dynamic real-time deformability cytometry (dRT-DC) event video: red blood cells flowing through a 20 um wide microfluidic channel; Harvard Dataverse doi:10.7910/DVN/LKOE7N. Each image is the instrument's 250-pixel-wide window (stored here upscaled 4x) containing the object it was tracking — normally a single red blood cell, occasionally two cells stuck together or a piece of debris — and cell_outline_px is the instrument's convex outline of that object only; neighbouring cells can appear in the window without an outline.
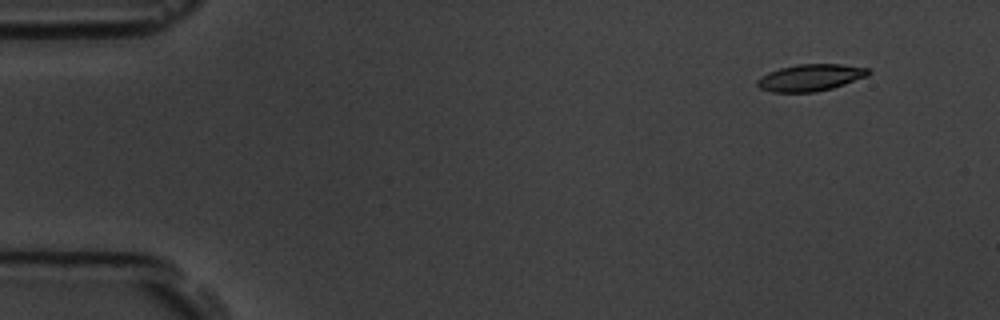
{"species": "common noctule bat (a hibernating species)", "species_latin": "Nyctalus noctula", "temperature_condition": "room temperature", "stored_images_in_passage": 6, "camera_frame_rate_fps": 3000, "um_per_image_px": 0.085, "animal": {"sex": "male", "body_mass_g": 19.5, "forearm_length_mm": 54.6}, "frame": {"image": 1, "passage_image": 1, "time_ms": 0.0, "image_size_px": [1000, 320], "cell_outline_px": [[872, 72], [868, 76], [832, 88], [816, 92], [772, 92], [760, 88], [756, 84], [756, 80], [760, 76], [768, 72], [780, 68], [796, 64], [840, 64], [868, 68]], "centroid_in_image_um": [68.87, 6.59], "position_along_channel_um": 16.1, "area_um2": 17.46}}
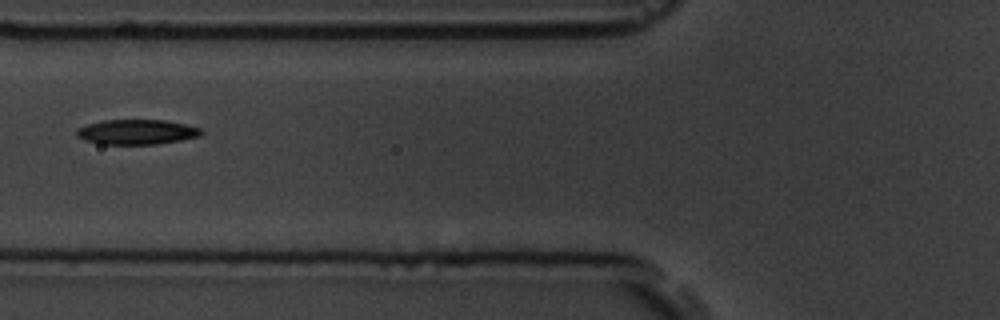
{"frame": {"image": 2, "passage_image": 6, "time_ms": 5.667, "image_size_px": [1000, 320], "cell_outline_px": [[204, 132], [200, 136], [180, 140], [156, 144], [100, 144], [84, 140], [76, 136], [76, 128], [88, 124], [104, 120], [164, 120], [184, 124], [200, 128]], "centroid_in_image_um": [11.6, 11.22], "position_along_channel_um": 114.2, "area_um2": 18.09}}